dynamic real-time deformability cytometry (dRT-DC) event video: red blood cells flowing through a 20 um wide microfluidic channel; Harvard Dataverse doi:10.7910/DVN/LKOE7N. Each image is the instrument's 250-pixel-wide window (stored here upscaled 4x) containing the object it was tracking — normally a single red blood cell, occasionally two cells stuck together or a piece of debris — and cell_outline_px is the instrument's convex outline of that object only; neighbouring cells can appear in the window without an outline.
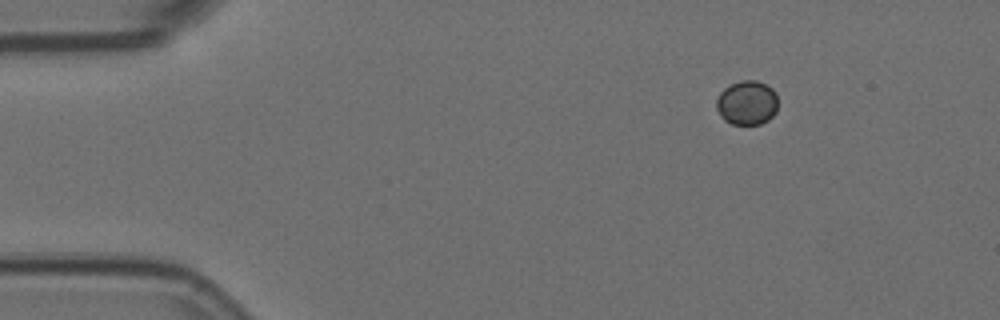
{"species": "Egyptian fruit bat (a non-hibernating species)", "species_latin": "Rousettus aegyptiacus", "temperature_condition": "room temperature", "stored_images_in_passage": 6, "camera_frame_rate_fps": 3000, "um_per_image_px": 0.085, "animal": {"sex": "female"}, "frame": {"image": 1, "passage_image": 1, "time_ms": 0.0, "image_size_px": [1000, 320], "cell_outline_px": [[776, 112], [768, 120], [760, 124], [732, 124], [724, 120], [720, 116], [716, 108], [716, 100], [720, 92], [724, 88], [740, 80], [756, 80], [772, 88], [776, 92]], "centroid_in_image_um": [63.47, 8.74], "position_along_channel_um": 21.5, "area_um2": 15.9}}
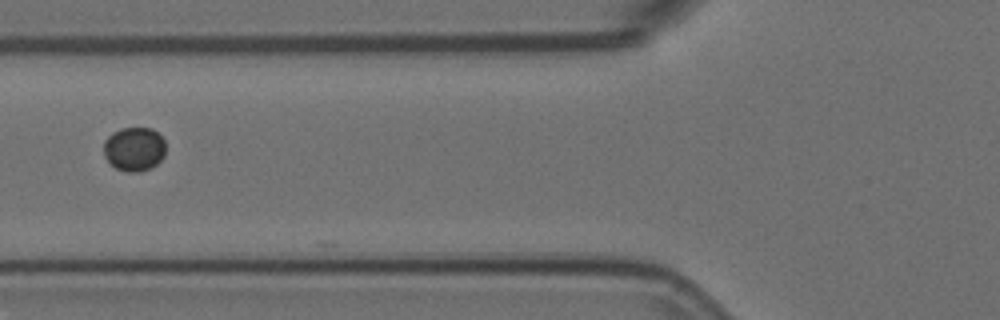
{"frame": {"image": 2, "passage_image": 5, "time_ms": 1.333, "image_size_px": [1000, 320], "cell_outline_px": [[164, 156], [156, 164], [140, 172], [128, 172], [116, 168], [104, 156], [104, 140], [112, 132], [120, 128], [152, 128], [164, 140]], "centroid_in_image_um": [11.39, 12.65], "position_along_channel_um": 114.4, "area_um2": 15.78}}
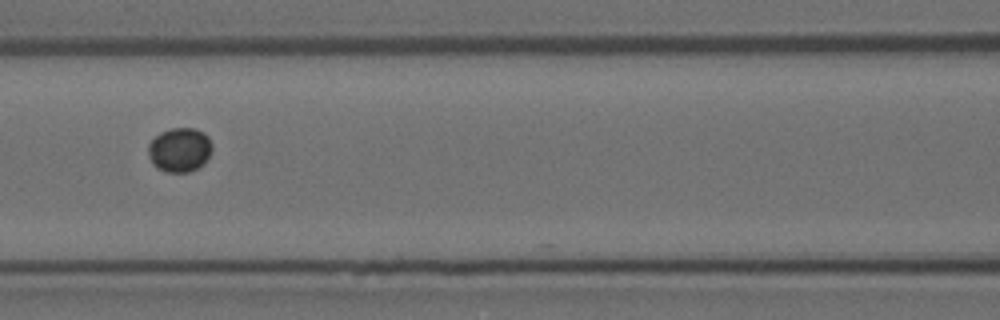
{"frame": {"image": 3, "passage_image": 6, "time_ms": 1.667, "image_size_px": [1000, 320], "cell_outline_px": [[212, 152], [204, 164], [188, 172], [164, 172], [156, 168], [152, 164], [148, 156], [148, 144], [160, 132], [172, 128], [196, 128], [204, 132], [208, 136], [212, 144]], "centroid_in_image_um": [15.27, 12.74], "position_along_channel_um": 151.3, "area_um2": 16.76}}